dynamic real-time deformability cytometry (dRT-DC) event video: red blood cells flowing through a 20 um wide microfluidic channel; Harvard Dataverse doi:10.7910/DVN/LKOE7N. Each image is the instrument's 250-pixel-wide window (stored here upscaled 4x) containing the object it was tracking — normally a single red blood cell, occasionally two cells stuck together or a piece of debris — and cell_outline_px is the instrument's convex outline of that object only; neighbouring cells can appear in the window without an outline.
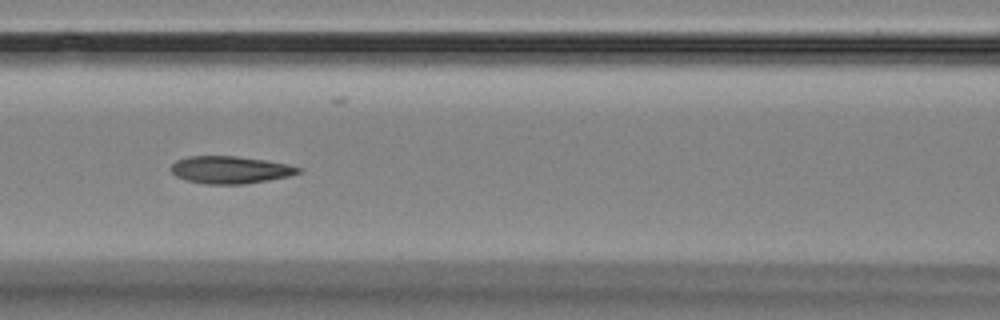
{"species": "Egyptian fruit bat (a non-hibernating species)", "species_latin": "Rousettus aegyptiacus", "temperature_condition": "room temperature", "stored_images_in_passage": 8, "camera_frame_rate_fps": 3000, "um_per_image_px": 0.085, "animal": {"sex": "female"}, "frame": {"image": 1, "passage_image": 6, "time_ms": 6.333, "image_size_px": [1000, 320], "cell_outline_px": [[304, 168], [300, 172], [288, 176], [268, 180], [244, 184], [204, 184], [184, 180], [176, 176], [172, 172], [172, 164], [176, 160], [188, 156], [236, 156], [264, 160], [288, 164]], "centroid_in_image_um": [19.56, 14.44], "position_along_channel_um": 147.0, "area_um2": 20.35}}
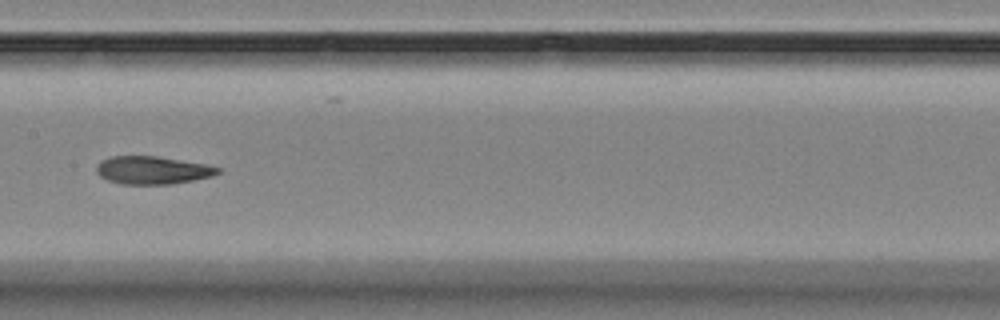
{"frame": {"image": 2, "passage_image": 7, "time_ms": 7.667, "image_size_px": [1000, 320], "cell_outline_px": [[220, 172], [212, 176], [172, 184], [120, 184], [108, 180], [100, 176], [96, 172], [96, 168], [100, 160], [112, 156], [156, 156], [208, 164], [220, 168]], "centroid_in_image_um": [12.95, 14.46], "position_along_channel_um": 194.4, "area_um2": 19.77}}
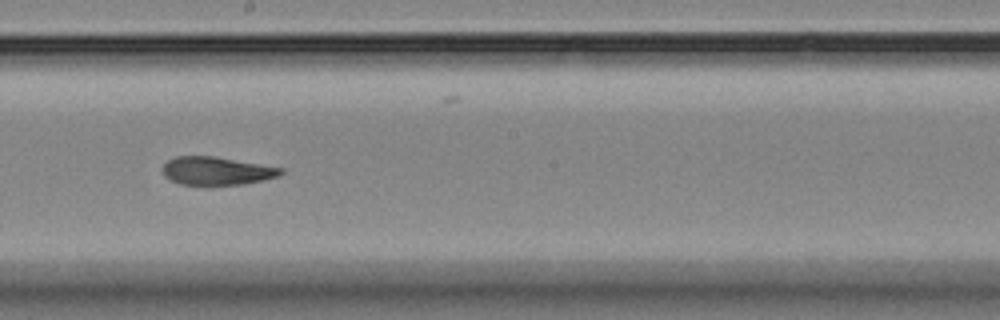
{"frame": {"image": 3, "passage_image": 8, "time_ms": 8.667, "image_size_px": [1000, 320], "cell_outline_px": [[284, 172], [276, 176], [260, 180], [240, 184], [180, 184], [164, 176], [160, 168], [168, 160], [176, 156], [216, 156], [284, 168]], "centroid_in_image_um": [18.37, 14.5], "position_along_channel_um": 229.8, "area_um2": 19.19}}